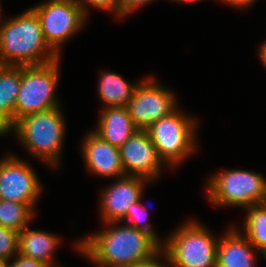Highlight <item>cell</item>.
<instances>
[{"mask_svg":"<svg viewBox=\"0 0 266 267\" xmlns=\"http://www.w3.org/2000/svg\"><path fill=\"white\" fill-rule=\"evenodd\" d=\"M124 223H103L106 227L103 231L91 233L75 243L76 251L96 267H131L162 250L153 236Z\"/></svg>","mask_w":266,"mask_h":267,"instance_id":"cell-1","label":"cell"},{"mask_svg":"<svg viewBox=\"0 0 266 267\" xmlns=\"http://www.w3.org/2000/svg\"><path fill=\"white\" fill-rule=\"evenodd\" d=\"M58 58L46 43L39 17L32 8L2 23L0 65L35 66Z\"/></svg>","mask_w":266,"mask_h":267,"instance_id":"cell-2","label":"cell"},{"mask_svg":"<svg viewBox=\"0 0 266 267\" xmlns=\"http://www.w3.org/2000/svg\"><path fill=\"white\" fill-rule=\"evenodd\" d=\"M62 107L32 113L18 119L7 131L13 133L27 152L48 167L58 169L66 134Z\"/></svg>","mask_w":266,"mask_h":267,"instance_id":"cell-3","label":"cell"},{"mask_svg":"<svg viewBox=\"0 0 266 267\" xmlns=\"http://www.w3.org/2000/svg\"><path fill=\"white\" fill-rule=\"evenodd\" d=\"M196 220H188L163 240L172 267H216L219 237Z\"/></svg>","mask_w":266,"mask_h":267,"instance_id":"cell-4","label":"cell"},{"mask_svg":"<svg viewBox=\"0 0 266 267\" xmlns=\"http://www.w3.org/2000/svg\"><path fill=\"white\" fill-rule=\"evenodd\" d=\"M197 120L177 108L151 124L146 131L156 147L159 158L168 168L184 163L198 149Z\"/></svg>","mask_w":266,"mask_h":267,"instance_id":"cell-5","label":"cell"},{"mask_svg":"<svg viewBox=\"0 0 266 267\" xmlns=\"http://www.w3.org/2000/svg\"><path fill=\"white\" fill-rule=\"evenodd\" d=\"M206 195L210 204L242 207L266 203V178L262 173L232 169L213 174L207 179Z\"/></svg>","mask_w":266,"mask_h":267,"instance_id":"cell-6","label":"cell"},{"mask_svg":"<svg viewBox=\"0 0 266 267\" xmlns=\"http://www.w3.org/2000/svg\"><path fill=\"white\" fill-rule=\"evenodd\" d=\"M47 64L21 66V81L15 103V122L32 113L61 107L56 97L60 59Z\"/></svg>","mask_w":266,"mask_h":267,"instance_id":"cell-7","label":"cell"},{"mask_svg":"<svg viewBox=\"0 0 266 267\" xmlns=\"http://www.w3.org/2000/svg\"><path fill=\"white\" fill-rule=\"evenodd\" d=\"M31 8L39 17L46 43L59 57L62 45L82 30L88 18L77 0H47Z\"/></svg>","mask_w":266,"mask_h":267,"instance_id":"cell-8","label":"cell"},{"mask_svg":"<svg viewBox=\"0 0 266 267\" xmlns=\"http://www.w3.org/2000/svg\"><path fill=\"white\" fill-rule=\"evenodd\" d=\"M163 86L152 75L143 78L136 86L126 108L138 129L146 130L178 108L175 94Z\"/></svg>","mask_w":266,"mask_h":267,"instance_id":"cell-9","label":"cell"},{"mask_svg":"<svg viewBox=\"0 0 266 267\" xmlns=\"http://www.w3.org/2000/svg\"><path fill=\"white\" fill-rule=\"evenodd\" d=\"M42 187L27 161L7 155L0 166V200L25 203L35 210Z\"/></svg>","mask_w":266,"mask_h":267,"instance_id":"cell-10","label":"cell"},{"mask_svg":"<svg viewBox=\"0 0 266 267\" xmlns=\"http://www.w3.org/2000/svg\"><path fill=\"white\" fill-rule=\"evenodd\" d=\"M119 150L126 176L142 177L151 183L160 177L166 166L146 130L138 129Z\"/></svg>","mask_w":266,"mask_h":267,"instance_id":"cell-11","label":"cell"},{"mask_svg":"<svg viewBox=\"0 0 266 267\" xmlns=\"http://www.w3.org/2000/svg\"><path fill=\"white\" fill-rule=\"evenodd\" d=\"M149 182L138 176H124L106 186L99 200L102 222H121L129 207L143 198L145 185Z\"/></svg>","mask_w":266,"mask_h":267,"instance_id":"cell-12","label":"cell"},{"mask_svg":"<svg viewBox=\"0 0 266 267\" xmlns=\"http://www.w3.org/2000/svg\"><path fill=\"white\" fill-rule=\"evenodd\" d=\"M84 137L81 153L89 173L115 179L126 176L118 147L103 140L93 130Z\"/></svg>","mask_w":266,"mask_h":267,"instance_id":"cell-13","label":"cell"},{"mask_svg":"<svg viewBox=\"0 0 266 267\" xmlns=\"http://www.w3.org/2000/svg\"><path fill=\"white\" fill-rule=\"evenodd\" d=\"M231 227L217 245L216 267H256L258 253L242 231Z\"/></svg>","mask_w":266,"mask_h":267,"instance_id":"cell-14","label":"cell"},{"mask_svg":"<svg viewBox=\"0 0 266 267\" xmlns=\"http://www.w3.org/2000/svg\"><path fill=\"white\" fill-rule=\"evenodd\" d=\"M93 131L112 146L120 148L137 130L126 107L103 108Z\"/></svg>","mask_w":266,"mask_h":267,"instance_id":"cell-15","label":"cell"},{"mask_svg":"<svg viewBox=\"0 0 266 267\" xmlns=\"http://www.w3.org/2000/svg\"><path fill=\"white\" fill-rule=\"evenodd\" d=\"M60 238L53 233L25 227L18 235V253L45 262L50 267H61L54 262Z\"/></svg>","mask_w":266,"mask_h":267,"instance_id":"cell-16","label":"cell"},{"mask_svg":"<svg viewBox=\"0 0 266 267\" xmlns=\"http://www.w3.org/2000/svg\"><path fill=\"white\" fill-rule=\"evenodd\" d=\"M21 81V66L0 65V131L15 123V103Z\"/></svg>","mask_w":266,"mask_h":267,"instance_id":"cell-17","label":"cell"},{"mask_svg":"<svg viewBox=\"0 0 266 267\" xmlns=\"http://www.w3.org/2000/svg\"><path fill=\"white\" fill-rule=\"evenodd\" d=\"M139 82L132 84L115 72L103 71L99 76L97 95L104 108L126 107Z\"/></svg>","mask_w":266,"mask_h":267,"instance_id":"cell-18","label":"cell"},{"mask_svg":"<svg viewBox=\"0 0 266 267\" xmlns=\"http://www.w3.org/2000/svg\"><path fill=\"white\" fill-rule=\"evenodd\" d=\"M242 232L261 255L266 251V203L246 209Z\"/></svg>","mask_w":266,"mask_h":267,"instance_id":"cell-19","label":"cell"},{"mask_svg":"<svg viewBox=\"0 0 266 267\" xmlns=\"http://www.w3.org/2000/svg\"><path fill=\"white\" fill-rule=\"evenodd\" d=\"M35 211L25 203L0 200V226L20 233L30 226Z\"/></svg>","mask_w":266,"mask_h":267,"instance_id":"cell-20","label":"cell"},{"mask_svg":"<svg viewBox=\"0 0 266 267\" xmlns=\"http://www.w3.org/2000/svg\"><path fill=\"white\" fill-rule=\"evenodd\" d=\"M147 217V207L142 203L141 199L140 201L132 204L129 207L126 217L121 222L123 223L126 221L127 225L135 227L138 230L147 232L148 234L153 236L161 245H163L164 242L159 239V236L155 232V229L151 226V223L147 221Z\"/></svg>","mask_w":266,"mask_h":267,"instance_id":"cell-21","label":"cell"},{"mask_svg":"<svg viewBox=\"0 0 266 267\" xmlns=\"http://www.w3.org/2000/svg\"><path fill=\"white\" fill-rule=\"evenodd\" d=\"M18 235L17 231L0 226V259L9 261L18 254Z\"/></svg>","mask_w":266,"mask_h":267,"instance_id":"cell-22","label":"cell"},{"mask_svg":"<svg viewBox=\"0 0 266 267\" xmlns=\"http://www.w3.org/2000/svg\"><path fill=\"white\" fill-rule=\"evenodd\" d=\"M84 13L88 17L89 8H96L102 11L112 13L117 19H120L119 0H77ZM89 6V7H88ZM91 6V7H90Z\"/></svg>","mask_w":266,"mask_h":267,"instance_id":"cell-23","label":"cell"},{"mask_svg":"<svg viewBox=\"0 0 266 267\" xmlns=\"http://www.w3.org/2000/svg\"><path fill=\"white\" fill-rule=\"evenodd\" d=\"M154 0H119L120 19L136 12L141 6H145Z\"/></svg>","mask_w":266,"mask_h":267,"instance_id":"cell-24","label":"cell"},{"mask_svg":"<svg viewBox=\"0 0 266 267\" xmlns=\"http://www.w3.org/2000/svg\"><path fill=\"white\" fill-rule=\"evenodd\" d=\"M9 267H50L45 262L34 260L23 256L22 254L15 255L9 260Z\"/></svg>","mask_w":266,"mask_h":267,"instance_id":"cell-25","label":"cell"},{"mask_svg":"<svg viewBox=\"0 0 266 267\" xmlns=\"http://www.w3.org/2000/svg\"><path fill=\"white\" fill-rule=\"evenodd\" d=\"M161 257H164L165 260L168 261L167 262L168 264H165V263L163 264L162 262H160ZM131 267H172V266H171V263H170V260L167 254L163 250H161L151 259L135 264L134 266H131Z\"/></svg>","mask_w":266,"mask_h":267,"instance_id":"cell-26","label":"cell"},{"mask_svg":"<svg viewBox=\"0 0 266 267\" xmlns=\"http://www.w3.org/2000/svg\"><path fill=\"white\" fill-rule=\"evenodd\" d=\"M223 1V3L229 5V6H233L236 7L238 9H245L247 7H251L253 5V3H255L257 0H220Z\"/></svg>","mask_w":266,"mask_h":267,"instance_id":"cell-27","label":"cell"},{"mask_svg":"<svg viewBox=\"0 0 266 267\" xmlns=\"http://www.w3.org/2000/svg\"><path fill=\"white\" fill-rule=\"evenodd\" d=\"M258 56L260 58V61L263 63L264 67L266 68V41H264L258 48Z\"/></svg>","mask_w":266,"mask_h":267,"instance_id":"cell-28","label":"cell"},{"mask_svg":"<svg viewBox=\"0 0 266 267\" xmlns=\"http://www.w3.org/2000/svg\"><path fill=\"white\" fill-rule=\"evenodd\" d=\"M172 2L176 1V2H180V3H196V2H199V1H202V0H170Z\"/></svg>","mask_w":266,"mask_h":267,"instance_id":"cell-29","label":"cell"},{"mask_svg":"<svg viewBox=\"0 0 266 267\" xmlns=\"http://www.w3.org/2000/svg\"><path fill=\"white\" fill-rule=\"evenodd\" d=\"M0 267H9V261L0 259Z\"/></svg>","mask_w":266,"mask_h":267,"instance_id":"cell-30","label":"cell"},{"mask_svg":"<svg viewBox=\"0 0 266 267\" xmlns=\"http://www.w3.org/2000/svg\"><path fill=\"white\" fill-rule=\"evenodd\" d=\"M1 19H2V5H1V1H0V23H1V21L3 23V19L2 20ZM2 23L0 24V27H1Z\"/></svg>","mask_w":266,"mask_h":267,"instance_id":"cell-31","label":"cell"},{"mask_svg":"<svg viewBox=\"0 0 266 267\" xmlns=\"http://www.w3.org/2000/svg\"><path fill=\"white\" fill-rule=\"evenodd\" d=\"M7 156H5L4 158L0 159V166L2 164V162L4 161V159L6 158Z\"/></svg>","mask_w":266,"mask_h":267,"instance_id":"cell-32","label":"cell"},{"mask_svg":"<svg viewBox=\"0 0 266 267\" xmlns=\"http://www.w3.org/2000/svg\"><path fill=\"white\" fill-rule=\"evenodd\" d=\"M5 134H6V132H1V131H0V137H1V136H4Z\"/></svg>","mask_w":266,"mask_h":267,"instance_id":"cell-33","label":"cell"},{"mask_svg":"<svg viewBox=\"0 0 266 267\" xmlns=\"http://www.w3.org/2000/svg\"><path fill=\"white\" fill-rule=\"evenodd\" d=\"M262 256H263L264 259L266 260V251L262 254Z\"/></svg>","mask_w":266,"mask_h":267,"instance_id":"cell-34","label":"cell"}]
</instances>
